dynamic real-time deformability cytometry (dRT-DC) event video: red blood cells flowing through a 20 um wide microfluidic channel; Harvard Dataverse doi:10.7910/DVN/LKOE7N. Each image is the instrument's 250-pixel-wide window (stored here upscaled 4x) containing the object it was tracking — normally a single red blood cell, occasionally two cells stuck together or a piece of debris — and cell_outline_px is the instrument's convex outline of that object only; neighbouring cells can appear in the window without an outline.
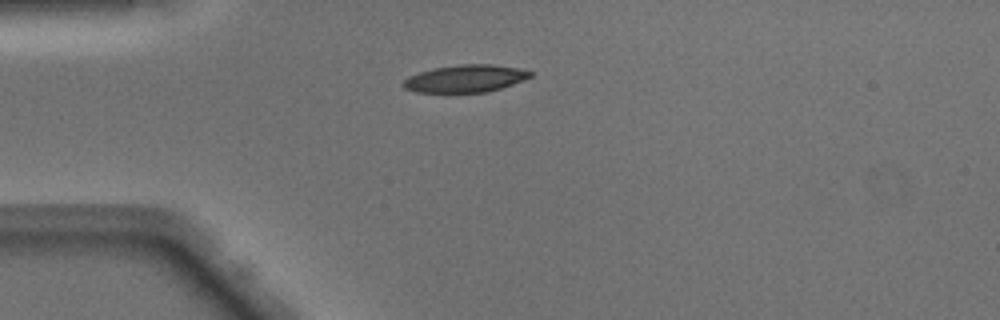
{"species": "Egyptian fruit bat (a non-hibernating species)", "species_latin": "Rousettus aegyptiacus", "temperature_condition": "warm", "stored_images_in_passage": 3, "camera_frame_rate_fps": 3000, "um_per_image_px": 0.085, "animal": {"sex": "male"}, "frame": {"image": 1, "passage_image": 1, "time_ms": 0.0, "image_size_px": [1000, 320], "cell_outline_px": [[532, 76], [512, 84], [488, 92], [416, 92], [404, 88], [400, 84], [408, 76], [432, 68], [460, 64], [492, 64], [520, 68], [532, 72]], "centroid_in_image_um": [39.53, 6.67], "position_along_channel_um": 45.5, "area_um2": 20.29}}